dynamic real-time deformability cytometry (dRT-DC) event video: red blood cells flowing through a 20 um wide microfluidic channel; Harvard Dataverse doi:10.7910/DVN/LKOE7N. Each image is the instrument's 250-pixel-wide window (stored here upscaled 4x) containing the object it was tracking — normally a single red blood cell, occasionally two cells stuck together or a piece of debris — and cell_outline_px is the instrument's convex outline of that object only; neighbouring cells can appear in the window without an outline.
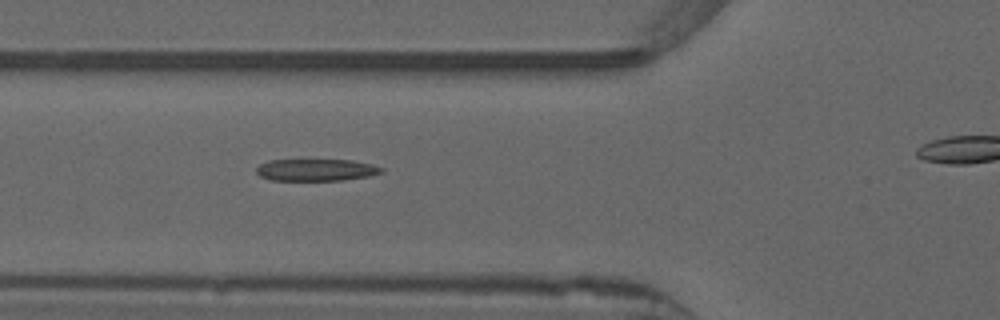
{"species": "common noctule bat (a hibernating species)", "species_latin": "Nyctalus noctula", "temperature_condition": "warm", "stored_images_in_passage": 43, "camera_frame_rate_fps": 3000, "um_per_image_px": 0.085, "animal": {"sex": "male", "forearm_length_mm": 52.5}, "frame": {"image": 1, "passage_image": 19, "time_ms": 6.0, "image_size_px": [1000, 320], "cell_outline_px": [[384, 172], [368, 176], [340, 180], [272, 180], [260, 176], [256, 172], [256, 168], [260, 164], [268, 160], [352, 160], [372, 164], [384, 168]], "centroid_in_image_um": [26.88, 14.44], "position_along_channel_um": 98.9, "area_um2": 15.95}}